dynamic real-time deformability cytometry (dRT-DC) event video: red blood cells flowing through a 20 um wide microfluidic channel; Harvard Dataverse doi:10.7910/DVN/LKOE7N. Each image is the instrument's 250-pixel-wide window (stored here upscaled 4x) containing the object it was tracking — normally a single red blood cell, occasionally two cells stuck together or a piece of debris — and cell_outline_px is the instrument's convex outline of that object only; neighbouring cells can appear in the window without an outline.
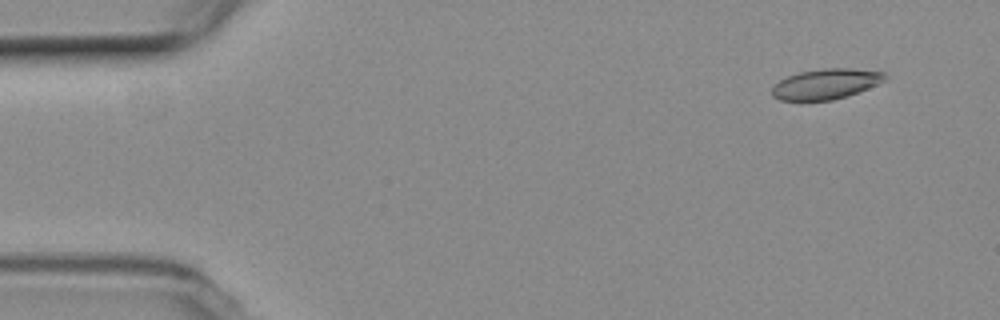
{"species": "common noctule bat (a hibernating species)", "species_latin": "Nyctalus noctula", "temperature_condition": "room temperature", "stored_images_in_passage": 51, "camera_frame_rate_fps": 3000, "um_per_image_px": 0.085, "animal": {"sex": "female", "body_mass_g": 19.3, "forearm_length_mm": 54.1}, "frame": {"image": 1, "passage_image": 1, "time_ms": 0.0, "image_size_px": [1000, 320], "cell_outline_px": [[888, 76], [884, 80], [868, 88], [832, 100], [780, 100], [772, 96], [772, 88], [780, 80], [788, 76], [800, 72], [824, 68], [848, 68], [884, 72]], "centroid_in_image_um": [70.19, 7.13], "position_along_channel_um": 14.8, "area_um2": 19.59}}
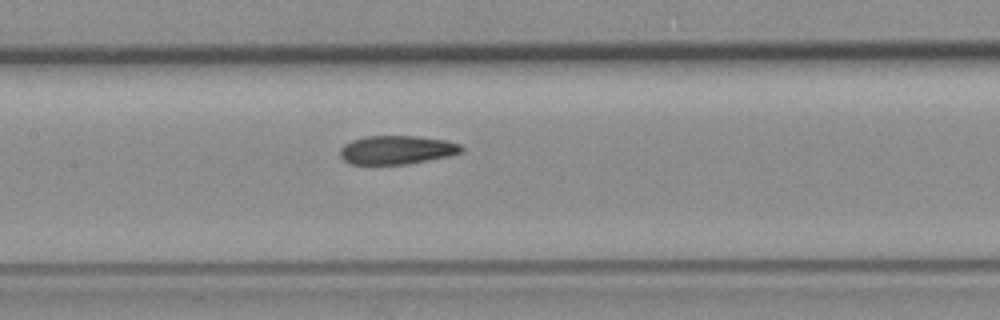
{"frame": {"image": 2, "passage_image": 22, "time_ms": 7.0, "image_size_px": [1000, 320], "cell_outline_px": [[464, 148], [460, 152], [448, 156], [408, 164], [352, 164], [344, 160], [340, 156], [340, 148], [344, 144], [352, 140], [364, 136], [416, 136], [444, 140], [460, 144]], "centroid_in_image_um": [33.7, 12.74], "position_along_channel_um": 173.7, "area_um2": 20.17}}
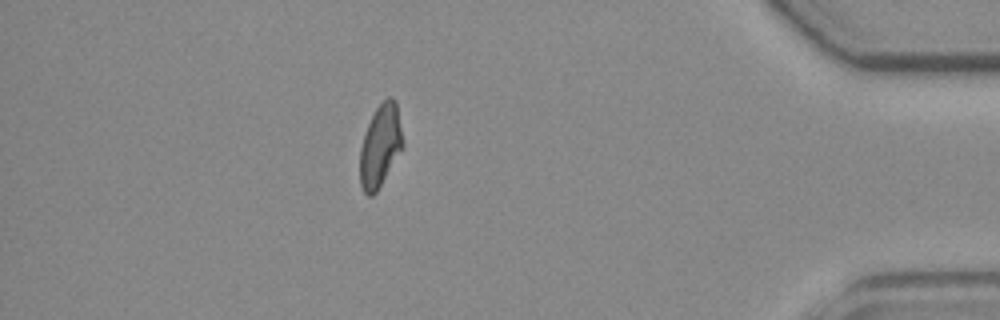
{"frame": {"image": 3, "passage_image": 44, "time_ms": 14.333, "image_size_px": [1000, 320], "cell_outline_px": [[404, 144], [376, 192], [372, 196], [368, 196], [364, 192], [360, 184], [360, 148], [368, 124], [376, 108], [388, 96], [392, 96], [396, 100]], "centroid_in_image_um": [32.32, 12.37], "position_along_channel_um": 402.9, "area_um2": 20.23}, "authors_computed_cell_mechanics": {"area_um2": 20.6924, "velocity_mm_per_s": 3.7919, "shape_relaxation_time_tau1_ms": null, "shape_relaxation_time_tau2_ms": 2.511, "deformation_change_tau1": null, "deformation_change_tau2": 0.0962}}